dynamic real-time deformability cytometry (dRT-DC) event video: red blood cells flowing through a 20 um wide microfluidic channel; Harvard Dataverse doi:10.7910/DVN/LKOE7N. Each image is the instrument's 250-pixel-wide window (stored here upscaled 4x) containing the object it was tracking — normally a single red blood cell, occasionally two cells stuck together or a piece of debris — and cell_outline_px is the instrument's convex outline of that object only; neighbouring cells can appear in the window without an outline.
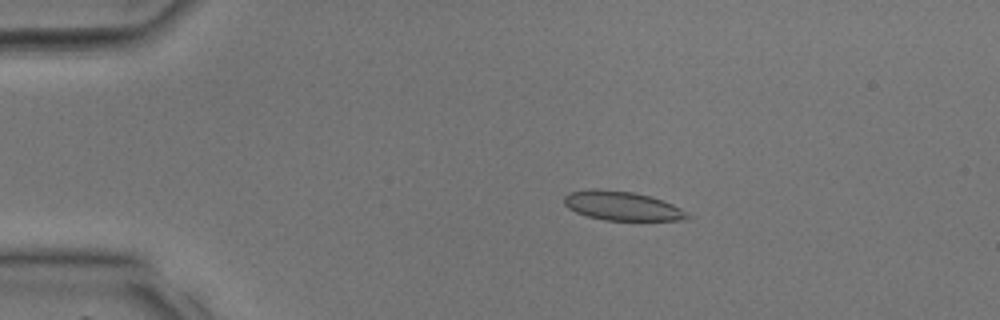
{"species": "common noctule bat (a hibernating species)", "species_latin": "Nyctalus noctula", "temperature_condition": "room temperature", "stored_images_in_passage": 37, "camera_frame_rate_fps": 3000, "um_per_image_px": 0.085, "animal": {"sex": "male", "body_mass_g": 17.9, "forearm_length_mm": 54.2}, "frame": {"image": 1, "passage_image": 7, "time_ms": 2.0, "image_size_px": [1000, 320], "cell_outline_px": [[692, 216], [684, 220], [604, 220], [588, 216], [576, 212], [568, 208], [564, 204], [564, 196], [568, 192], [592, 188], [596, 188], [632, 192], [652, 196], [672, 204], [680, 208]], "centroid_in_image_um": [52.85, 17.49], "position_along_channel_um": 32.1, "area_um2": 20.98}}
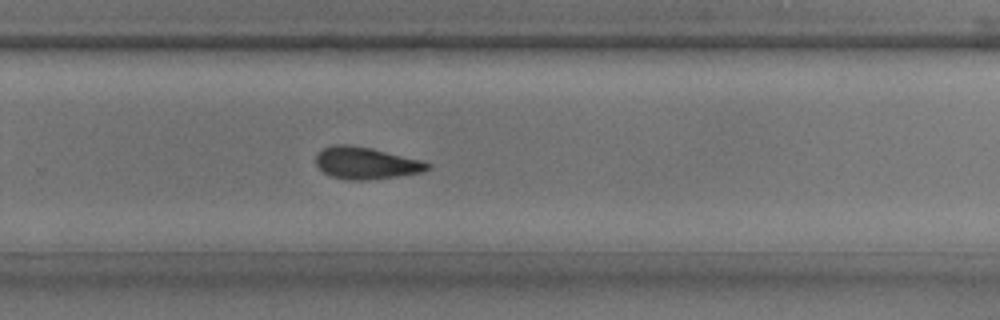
{"frame": {"image": 2, "passage_image": 25, "time_ms": 8.0, "image_size_px": [1000, 320], "cell_outline_px": [[432, 164], [424, 172], [368, 180], [348, 180], [328, 176], [316, 164], [316, 156], [324, 148], [332, 144], [348, 144], [372, 148], [424, 160]], "centroid_in_image_um": [31.13, 13.86], "position_along_channel_um": 298.7, "area_um2": 20.98}}
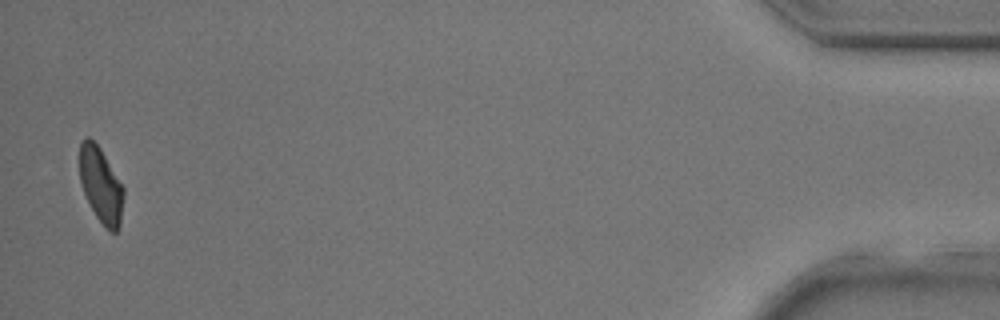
{"frame": {"image": 3, "passage_image": 37, "time_ms": 12.0, "image_size_px": [1000, 320], "cell_outline_px": [[124, 196], [120, 224], [116, 232], [112, 232], [96, 216], [84, 192], [80, 180], [80, 140], [84, 136], [88, 136], [100, 148], [124, 188]], "centroid_in_image_um": [8.57, 15.69], "position_along_channel_um": 426.6, "area_um2": 18.96}}